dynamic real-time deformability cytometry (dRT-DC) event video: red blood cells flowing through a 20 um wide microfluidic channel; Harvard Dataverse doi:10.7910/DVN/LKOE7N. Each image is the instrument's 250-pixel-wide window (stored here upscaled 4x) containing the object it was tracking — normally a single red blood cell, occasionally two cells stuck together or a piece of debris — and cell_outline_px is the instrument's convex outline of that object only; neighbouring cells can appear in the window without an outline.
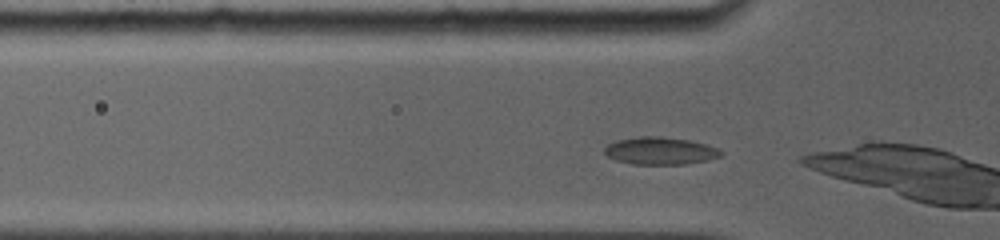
{"species": "common noctule bat (a hibernating species)", "species_latin": "Nyctalus noctula", "temperature_condition": "room temperature", "stored_images_in_passage": 50, "camera_frame_rate_fps": 5000, "um_per_image_px": 0.085, "animal": {"sex": "female", "body_mass_g": 19.0, "forearm_length_mm": 56.7}, "frame": {"image": 1, "passage_image": 2, "time_ms": 0.2, "image_size_px": [1000, 240], "cell_outline_px": [[724, 152], [720, 156], [708, 160], [688, 164], [632, 164], [616, 160], [608, 156], [604, 152], [604, 148], [608, 144], [616, 140], [640, 136], [660, 136], [688, 140], [704, 144], [716, 148]], "centroid_in_image_um": [56.1, 12.82], "position_along_channel_um": 69.7, "area_um2": 18.55}}
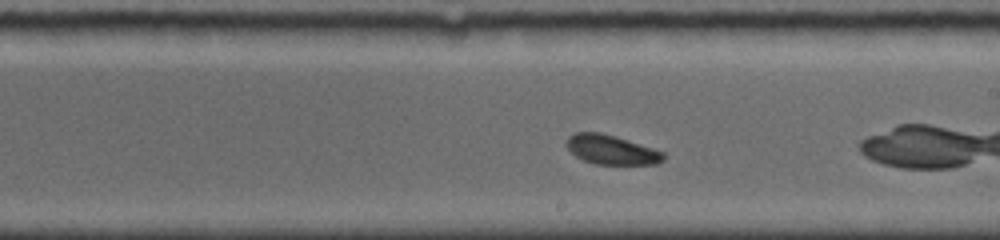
{"frame": {"image": 2, "passage_image": 24, "time_ms": 4.6, "image_size_px": [1000, 240], "cell_outline_px": [[664, 160], [656, 164], [596, 164], [584, 160], [576, 156], [568, 148], [568, 136], [576, 132], [600, 132], [652, 148], [664, 152]], "centroid_in_image_um": [51.97, 12.73], "position_along_channel_um": 237.0, "area_um2": 16.18}}
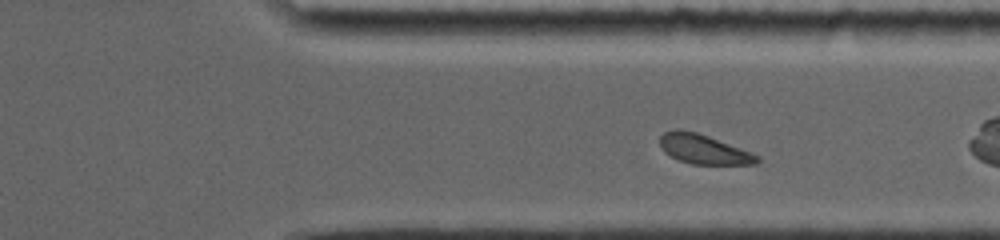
{"frame": {"image": 3, "passage_image": 39, "time_ms": 7.6, "image_size_px": [1000, 240], "cell_outline_px": [[760, 160], [756, 164], [692, 164], [680, 160], [664, 152], [660, 144], [660, 136], [664, 132], [676, 128], [680, 128], [696, 132], [708, 136], [752, 152], [760, 156]], "centroid_in_image_um": [59.81, 12.67], "position_along_channel_um": 351.6, "area_um2": 16.7}, "authors_computed_cell_mechanics": {"area_um2": 16.7042, "velocity_mm_per_s": 3.8086, "shape_relaxation_time_tau1_ms": 1.4378, "shape_relaxation_time_tau2_ms": null, "deformation_change_tau1": 0.0424, "deformation_change_tau2": null}}